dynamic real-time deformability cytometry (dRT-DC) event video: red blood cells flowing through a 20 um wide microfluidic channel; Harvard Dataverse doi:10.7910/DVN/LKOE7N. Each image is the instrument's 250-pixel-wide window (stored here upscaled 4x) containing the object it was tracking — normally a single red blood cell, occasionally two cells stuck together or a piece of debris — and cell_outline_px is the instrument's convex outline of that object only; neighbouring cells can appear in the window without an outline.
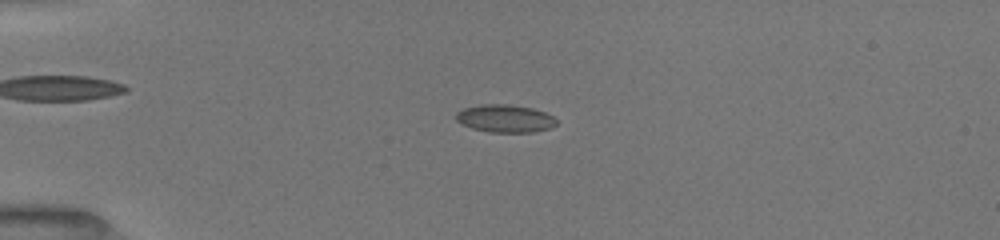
{"species": "common noctule bat (a hibernating species)", "species_latin": "Nyctalus noctula", "temperature_condition": "room temperature", "stored_images_in_passage": 52, "camera_frame_rate_fps": 3000, "um_per_image_px": 0.085, "animal": {"sex": "female", "body_mass_g": 19.5, "forearm_length_mm": 54.1}, "frame": {"image": 1, "passage_image": 14, "time_ms": 4.333, "image_size_px": [1000, 240], "cell_outline_px": [[556, 124], [548, 128], [532, 132], [488, 132], [472, 128], [456, 120], [456, 112], [464, 108], [480, 104], [508, 104], [532, 108], [544, 112], [552, 116], [556, 120]], "centroid_in_image_um": [42.9, 10.06], "position_along_channel_um": 42.1, "area_um2": 16.07}}
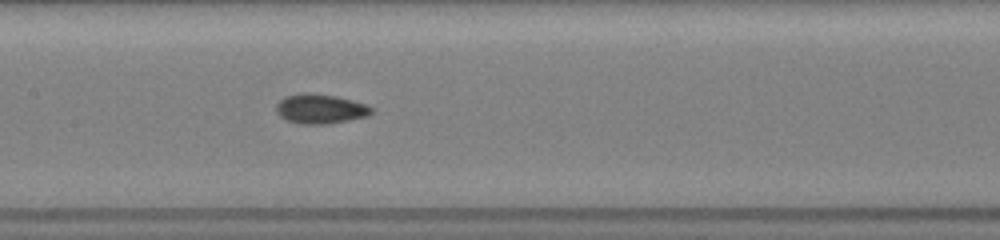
{"frame": {"image": 2, "passage_image": 27, "time_ms": 8.667, "image_size_px": [1000, 240], "cell_outline_px": [[376, 108], [368, 116], [328, 124], [300, 124], [288, 120], [280, 116], [276, 112], [276, 104], [284, 96], [300, 92], [312, 92], [336, 96], [368, 104]], "centroid_in_image_um": [27.24, 9.23], "position_along_channel_um": 180.2, "area_um2": 16.76}}
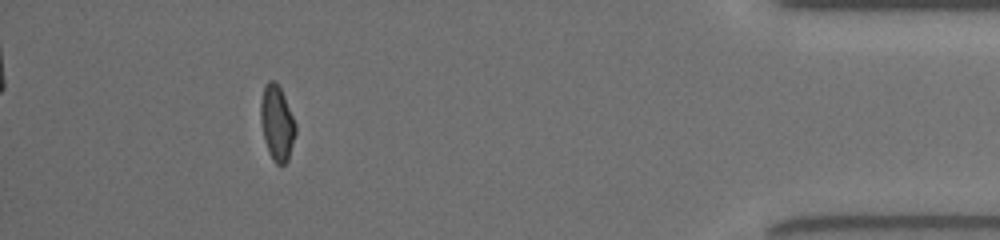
{"frame": {"image": 3, "passage_image": 48, "time_ms": 15.667, "image_size_px": [1000, 240], "cell_outline_px": [[296, 132], [288, 160], [284, 164], [276, 164], [272, 160], [268, 152], [264, 140], [260, 120], [260, 100], [264, 84], [268, 80], [276, 80], [284, 96], [296, 124]], "centroid_in_image_um": [23.52, 10.44], "position_along_channel_um": 411.7, "area_um2": 15.49}, "authors_computed_cell_mechanics": {"area_um2": 15.6927, "velocity_mm_per_s": 4.0196, "shape_relaxation_time_tau1_ms": null, "shape_relaxation_time_tau2_ms": 1.7565, "deformation_change_tau1": null, "deformation_change_tau2": 0.0642}}